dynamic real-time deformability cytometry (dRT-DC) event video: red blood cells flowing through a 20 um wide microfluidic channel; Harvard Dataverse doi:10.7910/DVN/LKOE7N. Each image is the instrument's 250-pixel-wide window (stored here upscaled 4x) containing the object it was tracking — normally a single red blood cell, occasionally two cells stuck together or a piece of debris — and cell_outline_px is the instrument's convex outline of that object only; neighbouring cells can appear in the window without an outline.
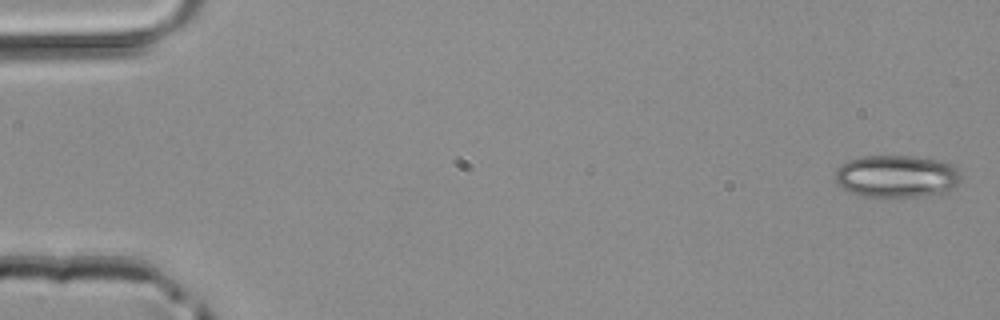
{"species": "common noctule bat (a hibernating species)", "species_latin": "Nyctalus noctula", "temperature_condition": "room temperature", "stored_images_in_passage": 12, "camera_frame_rate_fps": 3000, "um_per_image_px": 0.085, "animal": {"sex": "male", "body_mass_g": 20.4}, "frame": {"image": 1, "passage_image": 1, "time_ms": 0.0, "image_size_px": [1000, 320], "cell_outline_px": [[960, 180], [948, 192], [924, 196], [864, 196], [848, 192], [840, 188], [836, 184], [836, 172], [840, 164], [848, 160], [860, 156], [916, 156], [944, 160], [952, 164], [960, 172]], "centroid_in_image_um": [76.21, 14.97], "position_along_channel_um": 8.8, "area_um2": 31.44}}